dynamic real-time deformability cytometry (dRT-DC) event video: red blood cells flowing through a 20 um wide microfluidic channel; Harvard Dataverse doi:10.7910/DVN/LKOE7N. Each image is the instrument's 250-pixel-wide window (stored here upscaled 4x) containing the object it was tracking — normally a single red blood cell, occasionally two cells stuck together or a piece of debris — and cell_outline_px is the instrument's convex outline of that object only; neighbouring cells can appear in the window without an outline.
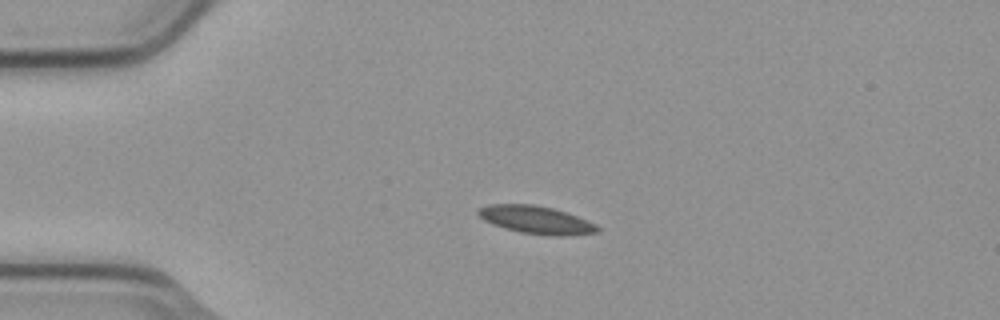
{"species": "common noctule bat (a hibernating species)", "species_latin": "Nyctalus noctula", "temperature_condition": "cold", "stored_images_in_passage": 3, "camera_frame_rate_fps": 3000, "um_per_image_px": 0.085, "animal": {"sex": "male", "body_mass_g": 23.1, "forearm_length_mm": 52.7}, "frame": {"image": 1, "passage_image": 2, "time_ms": 0.333, "image_size_px": [1000, 320], "cell_outline_px": [[600, 232], [564, 236], [552, 236], [520, 232], [504, 228], [492, 224], [484, 220], [476, 212], [480, 208], [488, 204], [532, 204], [552, 208], [568, 212], [596, 224], [600, 228]], "centroid_in_image_um": [45.6, 18.69], "position_along_channel_um": 39.4, "area_um2": 19.42}}